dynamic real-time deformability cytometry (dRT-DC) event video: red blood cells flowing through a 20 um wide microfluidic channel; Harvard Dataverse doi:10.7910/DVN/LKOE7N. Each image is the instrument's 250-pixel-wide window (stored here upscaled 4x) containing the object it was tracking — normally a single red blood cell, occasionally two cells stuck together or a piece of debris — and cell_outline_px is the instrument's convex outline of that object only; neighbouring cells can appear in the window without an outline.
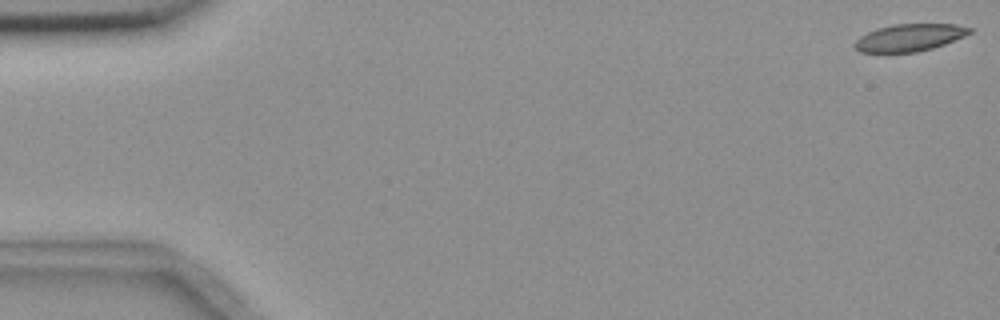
{"species": "common noctule bat (a hibernating species)", "species_latin": "Nyctalus noctula", "temperature_condition": "room temperature", "stored_images_in_passage": 5, "camera_frame_rate_fps": 3000, "um_per_image_px": 0.085, "animal": {"sex": "female", "body_mass_g": 18.4}, "frame": {"image": 1, "passage_image": 1, "time_ms": 0.0, "image_size_px": [1000, 320], "cell_outline_px": [[972, 32], [964, 36], [944, 44], [932, 48], [916, 52], [860, 52], [852, 44], [860, 36], [876, 28], [892, 24], [956, 24], [972, 28]], "centroid_in_image_um": [77.29, 3.18], "position_along_channel_um": 7.7, "area_um2": 18.21}}